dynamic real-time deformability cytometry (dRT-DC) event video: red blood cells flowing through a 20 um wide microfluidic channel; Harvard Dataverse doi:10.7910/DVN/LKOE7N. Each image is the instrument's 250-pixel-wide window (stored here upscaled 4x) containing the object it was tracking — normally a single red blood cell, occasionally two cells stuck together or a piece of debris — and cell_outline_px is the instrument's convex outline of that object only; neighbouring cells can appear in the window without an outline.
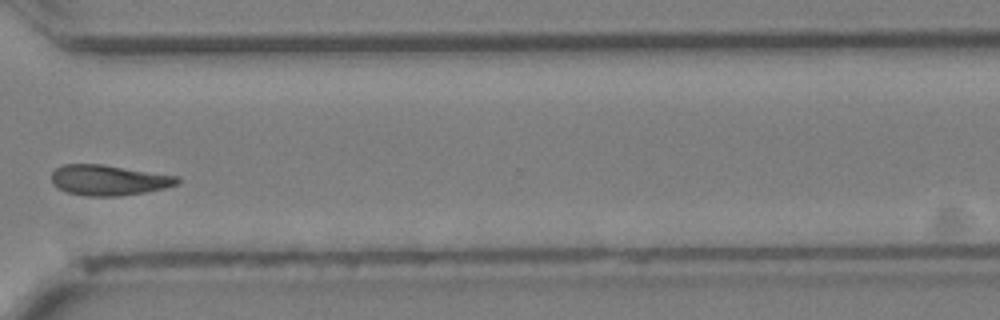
{"species": "Egyptian fruit bat (a non-hibernating species)", "species_latin": "Rousettus aegyptiacus", "temperature_condition": "cold", "stored_images_in_passage": 36, "camera_frame_rate_fps": 3000, "um_per_image_px": 0.085, "animal": {"sex": "female"}, "frame": {"image": 1, "passage_image": 26, "time_ms": 8.333, "image_size_px": [1000, 320], "cell_outline_px": [[180, 184], [164, 188], [144, 192], [120, 196], [84, 196], [64, 192], [56, 188], [52, 184], [52, 172], [56, 168], [64, 164], [104, 164], [180, 176]], "centroid_in_image_um": [9.24, 15.31], "position_along_channel_um": 361.4, "area_um2": 22.72}}